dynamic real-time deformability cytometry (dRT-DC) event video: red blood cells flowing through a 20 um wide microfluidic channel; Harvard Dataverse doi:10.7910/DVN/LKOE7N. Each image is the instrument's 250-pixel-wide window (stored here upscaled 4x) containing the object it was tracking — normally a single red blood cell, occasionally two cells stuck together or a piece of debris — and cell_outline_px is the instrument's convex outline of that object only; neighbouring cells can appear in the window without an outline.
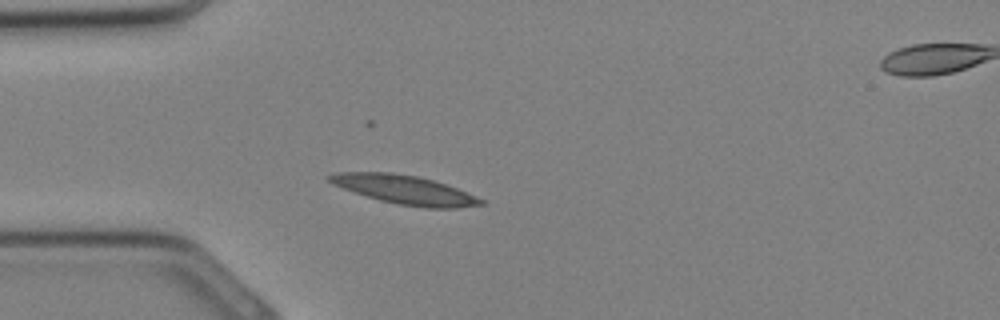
{"species": "Egyptian fruit bat (a non-hibernating species)", "species_latin": "Rousettus aegyptiacus", "temperature_condition": "cold", "stored_images_in_passage": 10, "camera_frame_rate_fps": 3000, "um_per_image_px": 0.085, "animal": {"sex": "female"}, "frame": {"image": 1, "passage_image": 7, "time_ms": 2.0, "image_size_px": [1000, 320], "cell_outline_px": [[484, 204], [456, 208], [424, 208], [400, 204], [380, 200], [332, 184], [324, 176], [336, 172], [392, 172], [416, 176], [432, 180], [456, 188], [476, 196], [484, 200]], "centroid_in_image_um": [34.38, 16.12], "position_along_channel_um": 50.6, "area_um2": 25.14}}
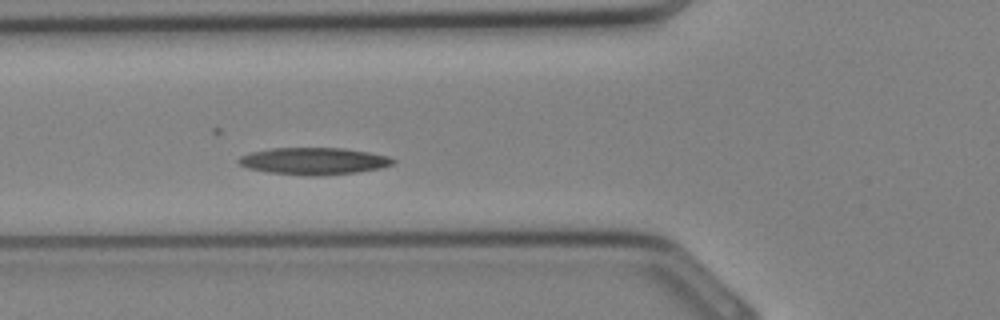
{"frame": {"image": 2, "passage_image": 10, "time_ms": 3.0, "image_size_px": [1000, 320], "cell_outline_px": [[396, 160], [392, 164], [380, 168], [356, 172], [316, 176], [312, 176], [268, 172], [248, 168], [240, 164], [236, 160], [240, 156], [252, 152], [272, 148], [344, 148], [368, 152], [388, 156]], "centroid_in_image_um": [26.66, 13.69], "position_along_channel_um": 99.1, "area_um2": 24.1}}